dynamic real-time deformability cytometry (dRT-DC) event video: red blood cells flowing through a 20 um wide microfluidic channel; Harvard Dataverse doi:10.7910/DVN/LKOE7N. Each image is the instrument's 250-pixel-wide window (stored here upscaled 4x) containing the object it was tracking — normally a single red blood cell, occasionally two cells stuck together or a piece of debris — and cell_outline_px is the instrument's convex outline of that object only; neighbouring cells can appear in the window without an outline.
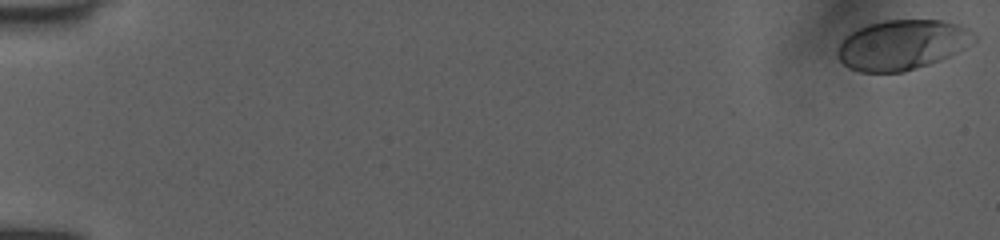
{"species": "human", "species_latin": "Homo sapiens", "temperature_condition": "room temperature", "stored_images_in_passage": 12, "camera_frame_rate_fps": 3000, "um_per_image_px": 0.085, "donor": {"sex": "female"}, "frame": {"image": 1, "passage_image": 1, "time_ms": 0.0, "image_size_px": [1000, 240], "cell_outline_px": [[976, 40], [964, 48], [940, 60], [928, 64], [900, 72], [860, 72], [848, 68], [836, 56], [836, 52], [840, 40], [848, 32], [868, 24], [888, 20], [940, 20], [956, 24], [968, 28], [976, 36]], "centroid_in_image_um": [76.62, 3.8], "position_along_channel_um": 8.4, "area_um2": 39.77}}
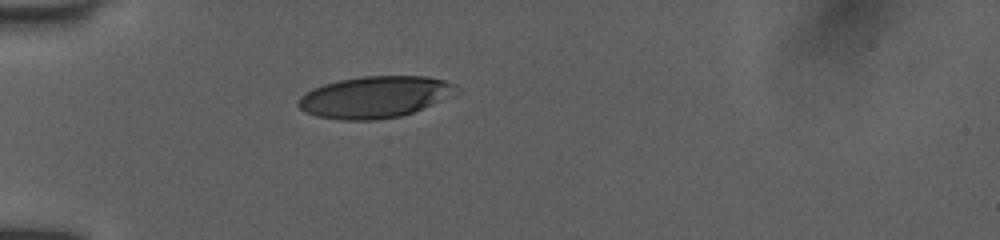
{"frame": {"image": 2, "passage_image": 9, "time_ms": 5.333, "image_size_px": [1000, 240], "cell_outline_px": [[460, 92], [412, 112], [400, 116], [376, 120], [340, 120], [316, 116], [304, 112], [296, 104], [296, 100], [304, 92], [312, 88], [324, 84], [340, 80], [364, 76], [428, 76], [444, 80], [460, 88]], "centroid_in_image_um": [31.82, 8.25], "position_along_channel_um": 53.2, "area_um2": 38.44}}
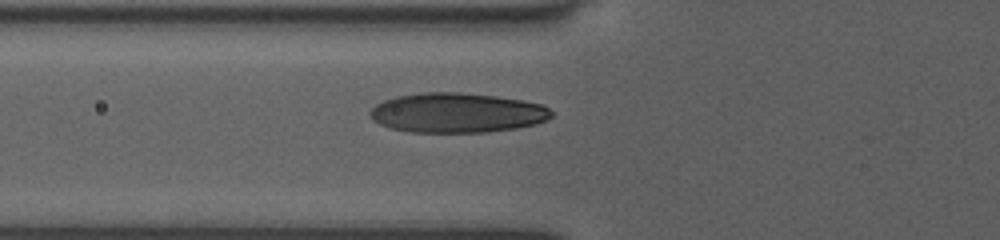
{"frame": {"image": 3, "passage_image": 12, "time_ms": 6.667, "image_size_px": [1000, 240], "cell_outline_px": [[552, 116], [548, 120], [536, 124], [516, 128], [488, 132], [412, 132], [388, 128], [372, 120], [368, 112], [376, 104], [384, 100], [396, 96], [420, 92], [460, 92], [496, 96], [524, 100], [540, 104], [548, 108], [552, 112]], "centroid_in_image_um": [38.83, 9.58], "position_along_channel_um": 87.0, "area_um2": 42.31}}